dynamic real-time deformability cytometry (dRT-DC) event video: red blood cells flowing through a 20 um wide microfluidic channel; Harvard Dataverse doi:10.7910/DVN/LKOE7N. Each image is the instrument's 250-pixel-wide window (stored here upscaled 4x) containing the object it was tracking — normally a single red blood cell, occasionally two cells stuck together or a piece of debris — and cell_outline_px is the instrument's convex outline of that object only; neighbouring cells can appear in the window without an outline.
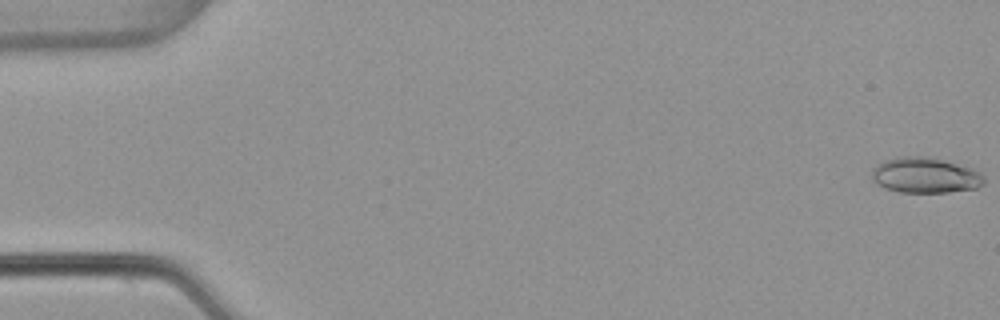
{"species": "common noctule bat (a hibernating species)", "species_latin": "Nyctalus noctula", "temperature_condition": "warm", "stored_images_in_passage": 55, "camera_frame_rate_fps": 3000, "um_per_image_px": 0.085, "animal": {"sex": "female", "body_mass_g": 22.7, "forearm_length_mm": 54.2}, "frame": {"image": 1, "passage_image": 1, "time_ms": 0.0, "image_size_px": [1000, 320], "cell_outline_px": [[984, 184], [976, 188], [948, 192], [900, 192], [884, 188], [872, 180], [872, 168], [876, 164], [884, 160], [900, 156], [920, 156], [944, 160], [972, 168], [980, 172], [984, 176]], "centroid_in_image_um": [78.62, 14.9], "position_along_channel_um": 6.4, "area_um2": 23.29}}
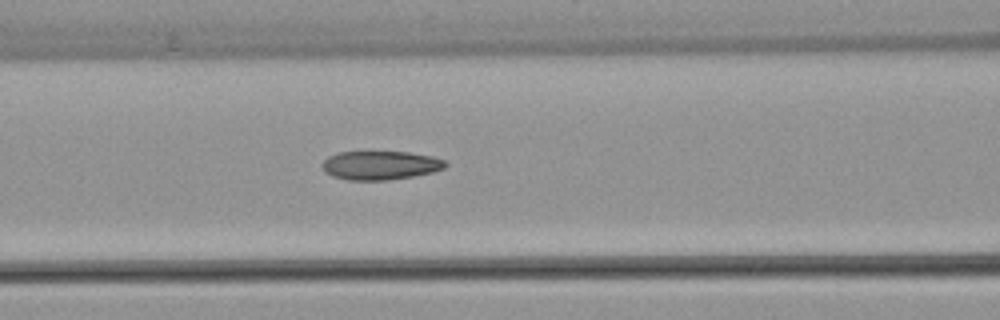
{"frame": {"image": 2, "passage_image": 23, "time_ms": 7.333, "image_size_px": [1000, 320], "cell_outline_px": [[448, 164], [444, 168], [432, 172], [412, 176], [388, 180], [348, 180], [332, 176], [324, 172], [320, 164], [328, 156], [336, 152], [408, 152], [432, 156], [444, 160]], "centroid_in_image_um": [32.28, 14.05], "position_along_channel_um": 134.3, "area_um2": 20.75}}
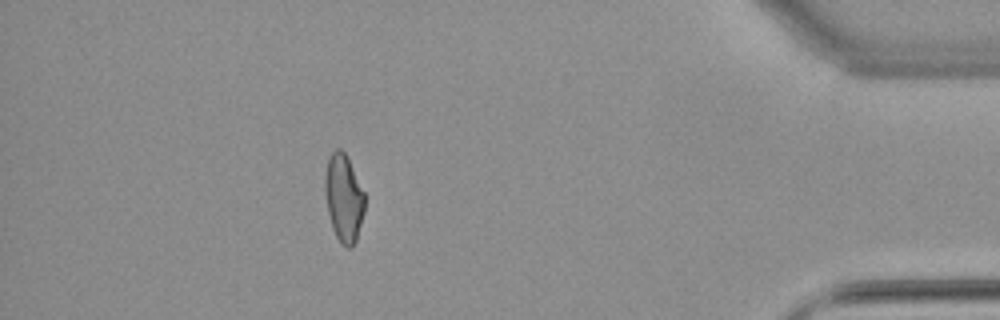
{"frame": {"image": 3, "passage_image": 48, "time_ms": 15.667, "image_size_px": [1000, 320], "cell_outline_px": [[364, 212], [356, 240], [352, 248], [348, 248], [340, 244], [332, 228], [328, 212], [324, 192], [324, 172], [328, 156], [336, 148], [340, 148], [348, 156], [364, 192]], "centroid_in_image_um": [29.19, 16.8], "position_along_channel_um": 406.0, "area_um2": 20.63}, "authors_computed_cell_mechanics": {"area_um2": 21.2126, "velocity_mm_per_s": 3.8543, "shape_relaxation_time_tau1_ms": null, "shape_relaxation_time_tau2_ms": 1.7527, "deformation_change_tau1": null, "deformation_change_tau2": 0.0859}}